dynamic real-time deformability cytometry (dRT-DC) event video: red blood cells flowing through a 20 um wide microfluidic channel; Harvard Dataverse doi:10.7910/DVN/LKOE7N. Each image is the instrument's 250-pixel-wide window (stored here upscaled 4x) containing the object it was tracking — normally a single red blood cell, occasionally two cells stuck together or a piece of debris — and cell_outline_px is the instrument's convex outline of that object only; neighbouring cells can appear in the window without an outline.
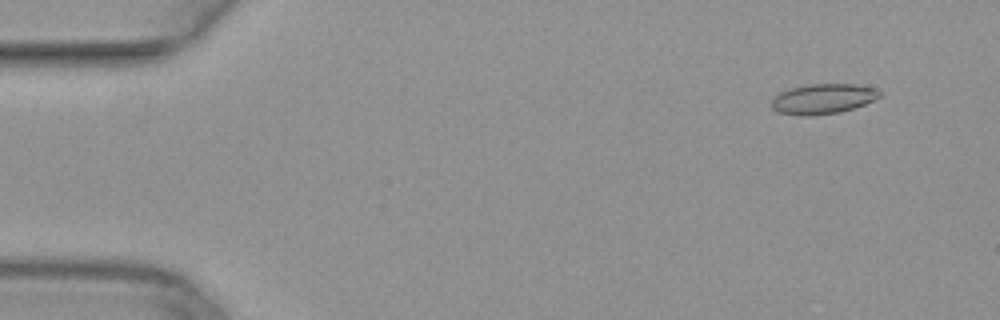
{"species": "common noctule bat (a hibernating species)", "species_latin": "Nyctalus noctula", "temperature_condition": "warm", "stored_images_in_passage": 14, "camera_frame_rate_fps": 3000, "um_per_image_px": 0.085, "animal": {"sex": "female", "body_mass_g": 29.2, "forearm_length_mm": 56.3}, "frame": {"image": 1, "passage_image": 5, "time_ms": 1.333, "image_size_px": [1000, 320], "cell_outline_px": [[880, 96], [864, 104], [840, 112], [812, 116], [796, 116], [776, 112], [772, 108], [772, 100], [780, 92], [792, 88], [808, 84], [856, 84], [876, 88], [880, 92]], "centroid_in_image_um": [69.92, 8.41], "position_along_channel_um": 15.1, "area_um2": 18.96}}